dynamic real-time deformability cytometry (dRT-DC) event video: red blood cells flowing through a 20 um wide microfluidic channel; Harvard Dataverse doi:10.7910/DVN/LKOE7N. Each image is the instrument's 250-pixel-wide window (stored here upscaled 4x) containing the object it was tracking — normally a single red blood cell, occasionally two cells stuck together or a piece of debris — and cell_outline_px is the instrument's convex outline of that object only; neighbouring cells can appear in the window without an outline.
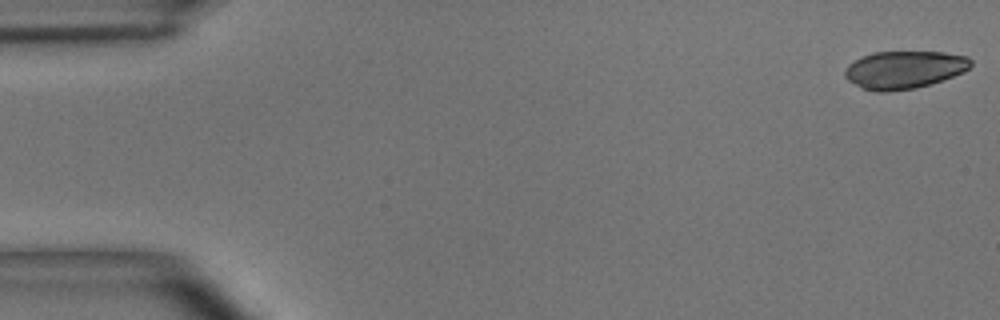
{"species": "common noctule bat (a hibernating species)", "species_latin": "Nyctalus noctula", "temperature_condition": "room temperature", "stored_images_in_passage": 55, "camera_frame_rate_fps": 3000, "um_per_image_px": 0.085, "animal": {"sex": "male", "body_mass_g": 15.6}, "frame": {"image": 1, "passage_image": 1, "time_ms": 0.0, "image_size_px": [1000, 320], "cell_outline_px": [[972, 64], [964, 72], [916, 88], [884, 92], [876, 92], [864, 88], [848, 80], [844, 76], [844, 72], [848, 64], [860, 56], [872, 52], [944, 52], [968, 56], [972, 60]], "centroid_in_image_um": [76.84, 5.91], "position_along_channel_um": 8.2, "area_um2": 27.63}}
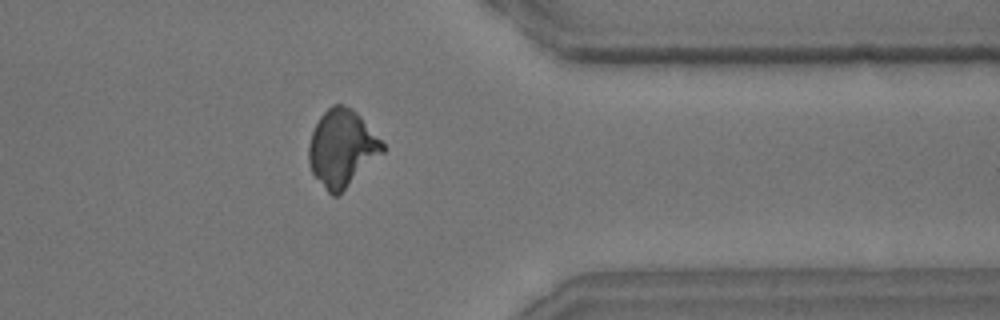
{"frame": {"image": 2, "passage_image": 44, "time_ms": 14.333, "image_size_px": [1000, 320], "cell_outline_px": [[384, 152], [336, 196], [332, 196], [328, 192], [312, 172], [308, 160], [308, 148], [312, 132], [320, 116], [332, 104], [344, 104], [352, 108], [360, 116], [384, 144]], "centroid_in_image_um": [29.05, 12.57], "position_along_channel_um": 382.4, "area_um2": 32.54}}
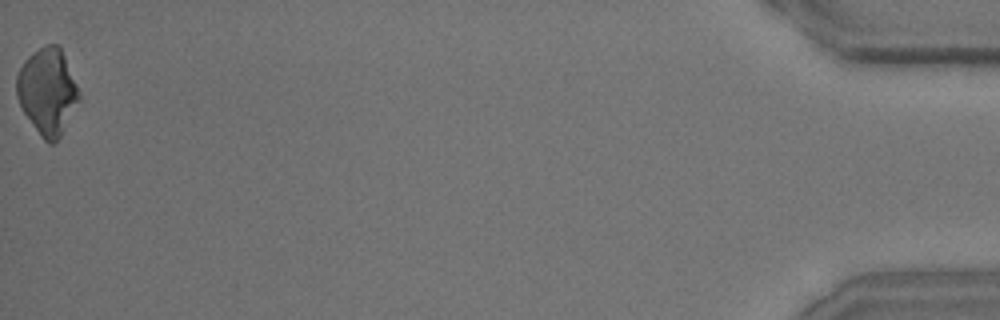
{"frame": {"image": 3, "passage_image": 55, "time_ms": 18.0, "image_size_px": [1000, 320], "cell_outline_px": [[80, 100], [60, 136], [52, 144], [48, 144], [40, 136], [24, 112], [16, 96], [16, 76], [24, 60], [32, 52], [44, 44], [60, 44], [80, 92]], "centroid_in_image_um": [4.04, 7.73], "position_along_channel_um": 431.2, "area_um2": 31.5}}